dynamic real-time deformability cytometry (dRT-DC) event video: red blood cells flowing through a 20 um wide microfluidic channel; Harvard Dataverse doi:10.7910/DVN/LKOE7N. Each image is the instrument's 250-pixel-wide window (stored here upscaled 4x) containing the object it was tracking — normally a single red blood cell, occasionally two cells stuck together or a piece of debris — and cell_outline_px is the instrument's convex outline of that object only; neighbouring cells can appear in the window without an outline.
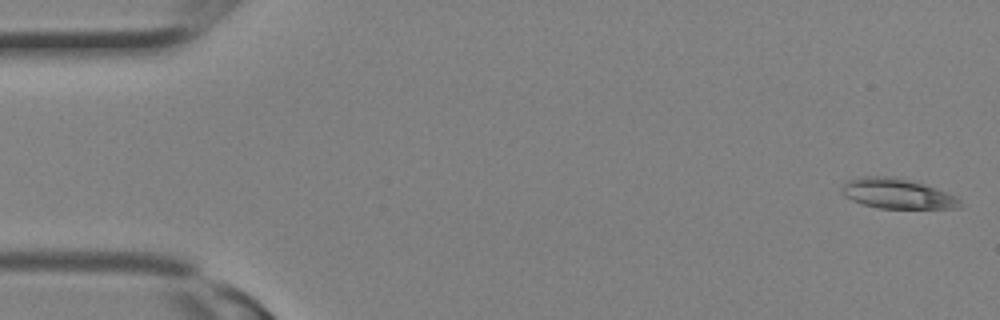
{"species": "Egyptian fruit bat (a non-hibernating species)", "species_latin": "Rousettus aegyptiacus", "temperature_condition": "room temperature", "stored_images_in_passage": 11, "camera_frame_rate_fps": 3000, "um_per_image_px": 0.085, "animal": {"sex": "female"}, "frame": {"image": 1, "passage_image": 1, "time_ms": 0.0, "image_size_px": [1000, 320], "cell_outline_px": [[960, 208], [880, 208], [864, 204], [852, 200], [844, 196], [844, 184], [848, 180], [864, 176], [888, 176], [924, 184], [956, 196], [960, 200]], "centroid_in_image_um": [76.28, 16.46], "position_along_channel_um": 8.7, "area_um2": 20.17}}
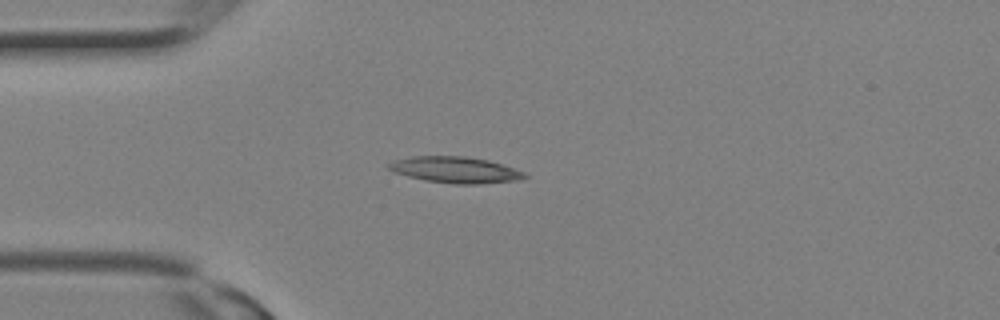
{"frame": {"image": 2, "passage_image": 8, "time_ms": 2.333, "image_size_px": [1000, 320], "cell_outline_px": [[528, 176], [520, 180], [480, 184], [456, 184], [424, 180], [408, 176], [396, 172], [388, 168], [384, 164], [396, 160], [412, 156], [464, 156], [488, 160], [524, 172]], "centroid_in_image_um": [38.69, 14.44], "position_along_channel_um": 46.3, "area_um2": 20.63}}
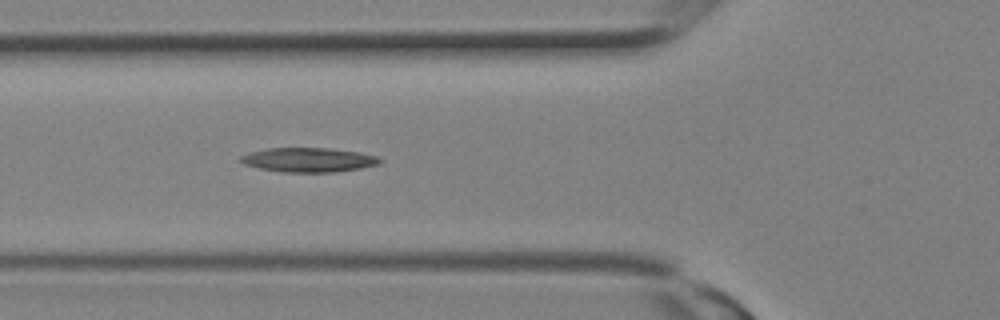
{"frame": {"image": 3, "passage_image": 11, "time_ms": 3.333, "image_size_px": [1000, 320], "cell_outline_px": [[384, 160], [380, 164], [360, 168], [336, 172], [284, 172], [260, 168], [244, 164], [240, 160], [240, 156], [248, 152], [268, 148], [332, 148], [360, 152], [376, 156]], "centroid_in_image_um": [26.25, 13.58], "position_along_channel_um": 99.5, "area_um2": 19.83}}